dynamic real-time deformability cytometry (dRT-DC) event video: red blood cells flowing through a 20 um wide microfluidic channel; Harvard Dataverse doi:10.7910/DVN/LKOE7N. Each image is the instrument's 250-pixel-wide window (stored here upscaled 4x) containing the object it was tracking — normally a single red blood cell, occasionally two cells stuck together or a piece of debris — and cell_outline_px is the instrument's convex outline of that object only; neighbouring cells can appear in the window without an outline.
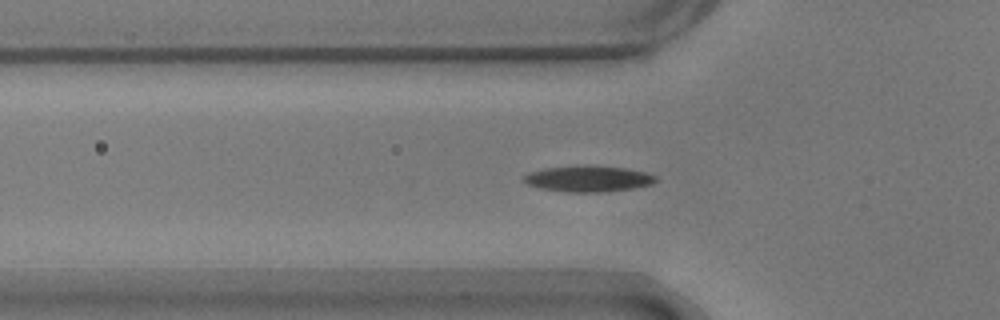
{"species": "common noctule bat (a hibernating species)", "species_latin": "Nyctalus noctula", "temperature_condition": "warm", "stored_images_in_passage": 17, "camera_frame_rate_fps": 3000, "um_per_image_px": 0.085, "animal": {"sex": "male", "body_mass_g": 17.9}, "frame": {"image": 1, "passage_image": 3, "time_ms": 0.667, "image_size_px": [1000, 320], "cell_outline_px": [[656, 180], [652, 184], [632, 188], [600, 192], [568, 192], [540, 188], [528, 184], [524, 180], [524, 176], [532, 172], [548, 168], [624, 168], [644, 172], [656, 176]], "centroid_in_image_um": [50.03, 15.24], "position_along_channel_um": 75.8, "area_um2": 18.67}}
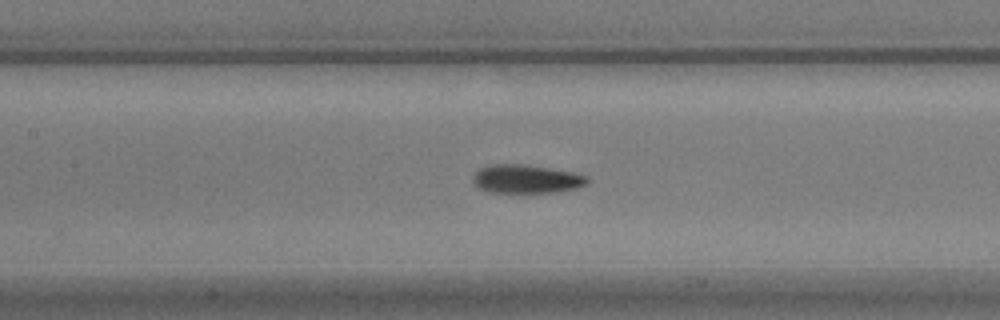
{"frame": {"image": 2, "passage_image": 10, "time_ms": 3.0, "image_size_px": [1000, 320], "cell_outline_px": [[588, 180], [584, 184], [576, 188], [556, 192], [488, 192], [476, 188], [472, 180], [472, 176], [480, 168], [492, 164], [524, 164], [572, 172], [588, 176]], "centroid_in_image_um": [44.67, 15.21], "position_along_channel_um": 162.7, "area_um2": 18.96}}
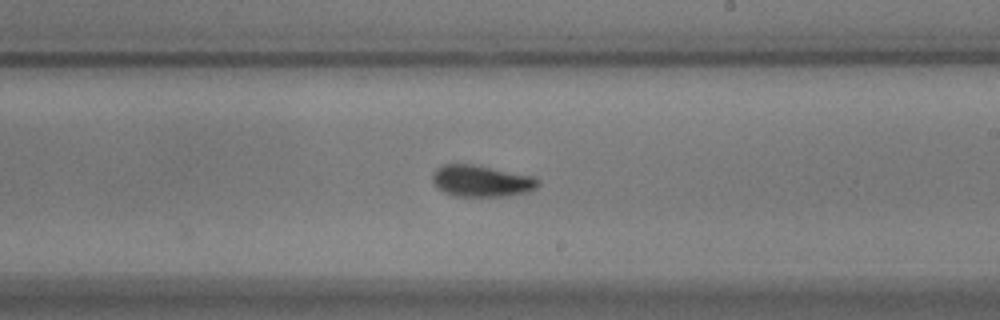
{"frame": {"image": 3, "passage_image": 17, "time_ms": 5.333, "image_size_px": [1000, 320], "cell_outline_px": [[540, 184], [536, 188], [528, 192], [508, 196], [452, 196], [444, 192], [432, 184], [432, 172], [436, 168], [444, 164], [472, 164], [532, 176], [540, 180]], "centroid_in_image_um": [40.89, 15.39], "position_along_channel_um": 248.1, "area_um2": 19.54}}